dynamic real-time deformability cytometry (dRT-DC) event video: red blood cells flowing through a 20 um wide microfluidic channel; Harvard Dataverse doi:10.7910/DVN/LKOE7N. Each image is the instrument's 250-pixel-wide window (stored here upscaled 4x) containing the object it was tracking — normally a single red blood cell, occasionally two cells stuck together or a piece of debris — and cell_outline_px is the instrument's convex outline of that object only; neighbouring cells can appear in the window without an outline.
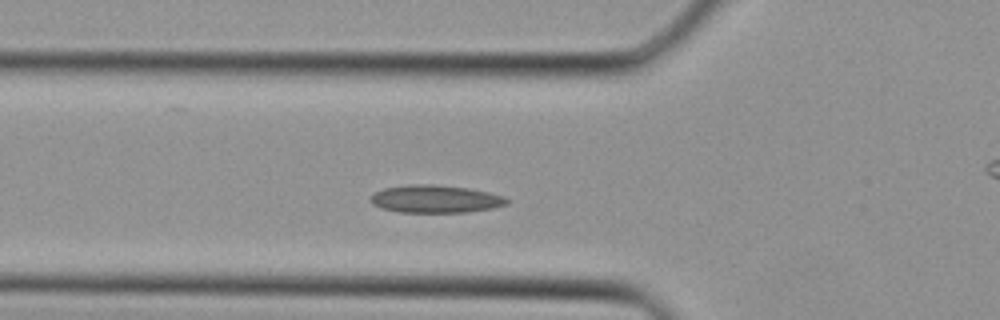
{"species": "Egyptian fruit bat (a non-hibernating species)", "species_latin": "Rousettus aegyptiacus", "temperature_condition": "cold", "stored_images_in_passage": 33, "camera_frame_rate_fps": 3000, "um_per_image_px": 0.085, "animal": {"sex": "female"}, "frame": {"image": 1, "passage_image": 8, "time_ms": 2.333, "image_size_px": [1000, 320], "cell_outline_px": [[512, 200], [508, 204], [492, 208], [468, 212], [400, 212], [380, 208], [372, 204], [368, 200], [376, 192], [384, 188], [412, 184], [432, 184], [468, 188], [488, 192], [504, 196]], "centroid_in_image_um": [37.03, 16.91], "position_along_channel_um": 88.8, "area_um2": 22.08}}
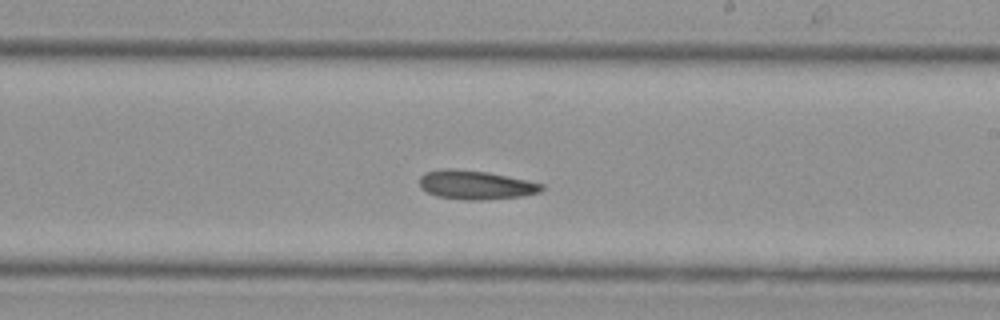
{"frame": {"image": 2, "passage_image": 17, "time_ms": 5.333, "image_size_px": [1000, 320], "cell_outline_px": [[544, 188], [540, 192], [520, 196], [480, 200], [464, 200], [436, 196], [420, 188], [420, 176], [424, 172], [440, 168], [456, 168], [488, 172], [528, 180], [544, 184]], "centroid_in_image_um": [40.4, 15.7], "position_along_channel_um": 248.6, "area_um2": 20.81}}
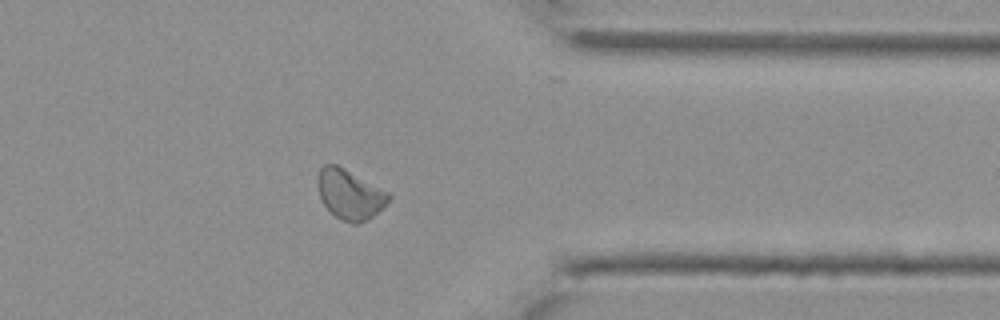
{"frame": {"image": 3, "passage_image": 25, "time_ms": 8.0, "image_size_px": [1000, 320], "cell_outline_px": [[392, 196], [368, 220], [360, 224], [352, 224], [336, 216], [324, 204], [320, 196], [316, 184], [316, 180], [320, 168], [324, 164], [336, 164], [344, 168], [388, 192]], "centroid_in_image_um": [29.69, 16.51], "position_along_channel_um": 381.7, "area_um2": 20.29}}